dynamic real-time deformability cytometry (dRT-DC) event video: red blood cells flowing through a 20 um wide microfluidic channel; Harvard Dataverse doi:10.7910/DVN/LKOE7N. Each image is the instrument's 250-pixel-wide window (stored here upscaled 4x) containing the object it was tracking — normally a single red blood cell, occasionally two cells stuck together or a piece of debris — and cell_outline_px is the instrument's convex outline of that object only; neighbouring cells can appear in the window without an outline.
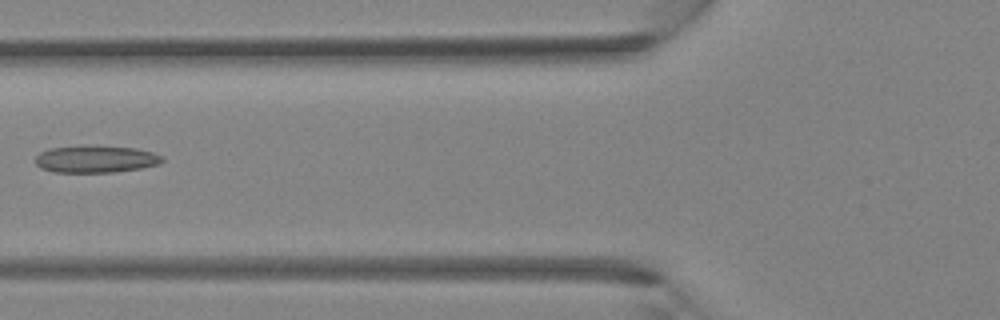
{"species": "Egyptian fruit bat (a non-hibernating species)", "species_latin": "Rousettus aegyptiacus", "temperature_condition": "room temperature", "stored_images_in_passage": 5, "camera_frame_rate_fps": 3000, "um_per_image_px": 0.085, "animal": {"sex": "female"}, "frame": {"image": 1, "passage_image": 5, "time_ms": 4.667, "image_size_px": [1000, 320], "cell_outline_px": [[164, 160], [160, 164], [140, 168], [116, 172], [52, 172], [40, 168], [36, 164], [36, 156], [40, 152], [48, 148], [136, 148], [152, 152], [164, 156]], "centroid_in_image_um": [8.16, 13.57], "position_along_channel_um": 117.6, "area_um2": 19.31}}